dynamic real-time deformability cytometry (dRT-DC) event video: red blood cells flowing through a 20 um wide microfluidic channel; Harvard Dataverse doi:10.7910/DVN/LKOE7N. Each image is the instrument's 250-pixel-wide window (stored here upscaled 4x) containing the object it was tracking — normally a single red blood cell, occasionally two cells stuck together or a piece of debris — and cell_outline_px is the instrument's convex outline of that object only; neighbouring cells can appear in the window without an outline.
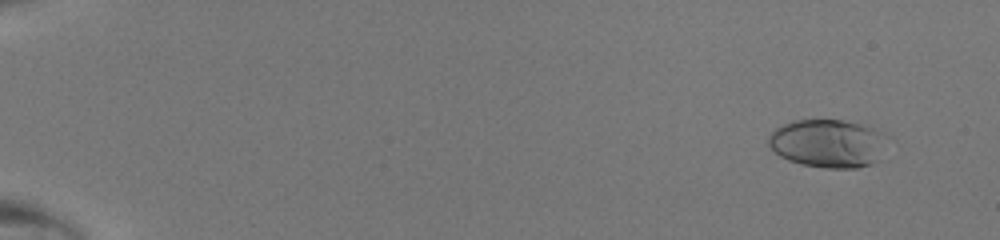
{"species": "human", "species_latin": "Homo sapiens", "temperature_condition": "room temperature", "stored_images_in_passage": 49, "camera_frame_rate_fps": 3000, "um_per_image_px": 0.085, "donor": {"sex": "male"}, "frame": {"image": 1, "passage_image": 4, "time_ms": 1.0, "image_size_px": [1000, 240], "cell_outline_px": [[896, 140], [872, 164], [856, 168], [824, 168], [800, 164], [788, 160], [780, 156], [768, 144], [768, 136], [776, 128], [792, 120], [844, 120], [868, 124], [892, 136]], "centroid_in_image_um": [70.53, 12.17], "position_along_channel_um": 14.5, "area_um2": 34.62}}
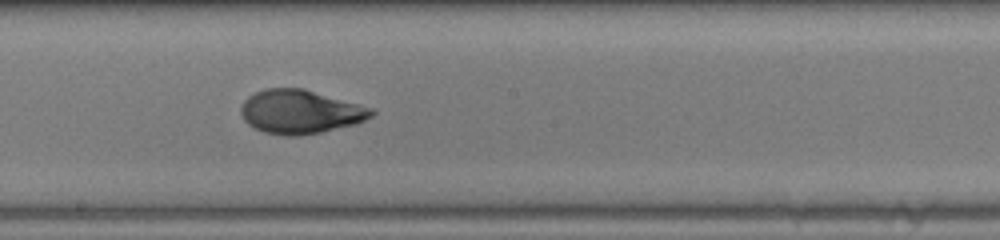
{"frame": {"image": 2, "passage_image": 30, "time_ms": 9.667, "image_size_px": [1000, 240], "cell_outline_px": [[376, 112], [372, 116], [356, 124], [320, 132], [296, 136], [288, 136], [264, 132], [248, 124], [244, 120], [240, 112], [240, 108], [244, 100], [248, 96], [264, 88], [304, 88], [376, 108]], "centroid_in_image_um": [25.56, 9.48], "position_along_channel_um": 222.6, "area_um2": 33.58}}
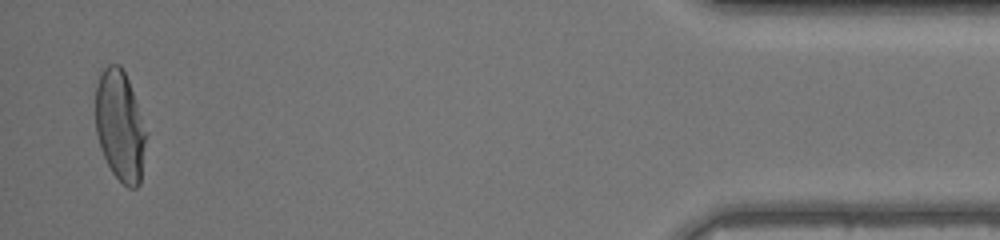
{"frame": {"image": 3, "passage_image": 48, "time_ms": 15.667, "image_size_px": [1000, 240], "cell_outline_px": [[144, 140], [140, 184], [136, 188], [128, 188], [112, 172], [100, 148], [96, 132], [96, 84], [100, 72], [108, 64], [120, 64], [128, 80], [140, 116], [144, 132]], "centroid_in_image_um": [10.14, 10.68], "position_along_channel_um": 425.1, "area_um2": 31.67}}